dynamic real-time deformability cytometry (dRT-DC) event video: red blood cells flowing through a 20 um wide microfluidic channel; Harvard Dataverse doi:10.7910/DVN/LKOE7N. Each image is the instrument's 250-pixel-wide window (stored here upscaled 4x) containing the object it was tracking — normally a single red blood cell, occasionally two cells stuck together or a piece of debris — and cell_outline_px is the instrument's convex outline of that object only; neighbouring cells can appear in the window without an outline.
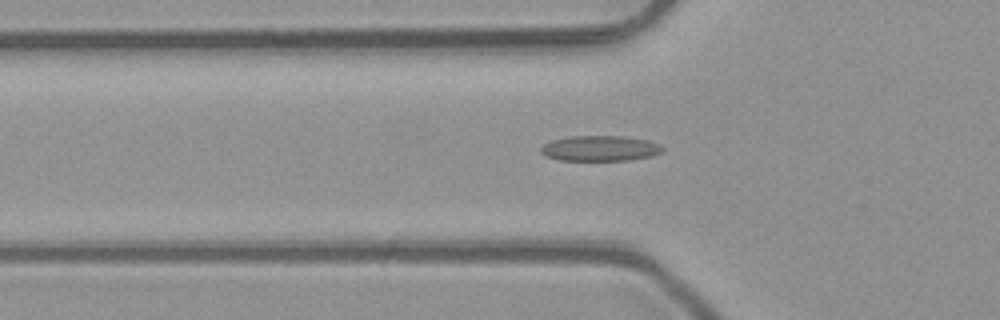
{"species": "common noctule bat (a hibernating species)", "species_latin": "Nyctalus noctula", "temperature_condition": "room temperature", "stored_images_in_passage": 35, "camera_frame_rate_fps": 3000, "um_per_image_px": 0.085, "animal": {"sex": "male", "body_mass_g": 23.1, "forearm_length_mm": 52.7}, "frame": {"image": 1, "passage_image": 2, "time_ms": 0.333, "image_size_px": [1000, 320], "cell_outline_px": [[664, 148], [660, 152], [652, 156], [628, 160], [560, 160], [544, 156], [540, 152], [540, 148], [544, 144], [552, 140], [572, 136], [624, 136], [648, 140], [660, 144]], "centroid_in_image_um": [50.99, 12.61], "position_along_channel_um": 74.8, "area_um2": 18.03}}
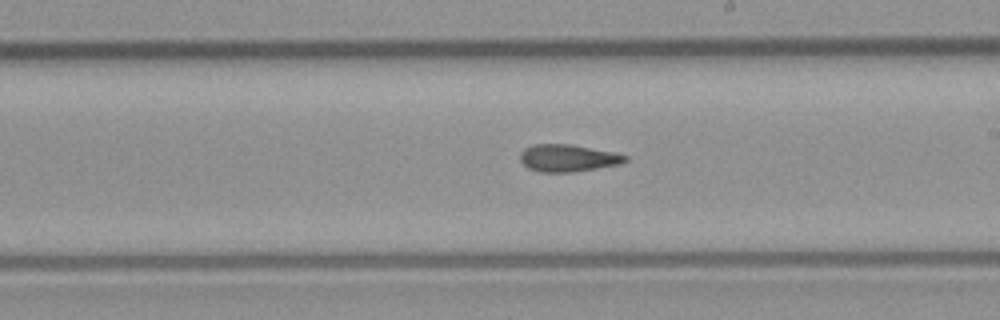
{"frame": {"image": 2, "passage_image": 14, "time_ms": 4.333, "image_size_px": [1000, 320], "cell_outline_px": [[628, 160], [620, 164], [572, 172], [540, 172], [528, 168], [520, 160], [520, 152], [524, 148], [532, 144], [572, 144], [616, 152], [628, 156]], "centroid_in_image_um": [48.27, 13.42], "position_along_channel_um": 240.7, "area_um2": 16.82}}
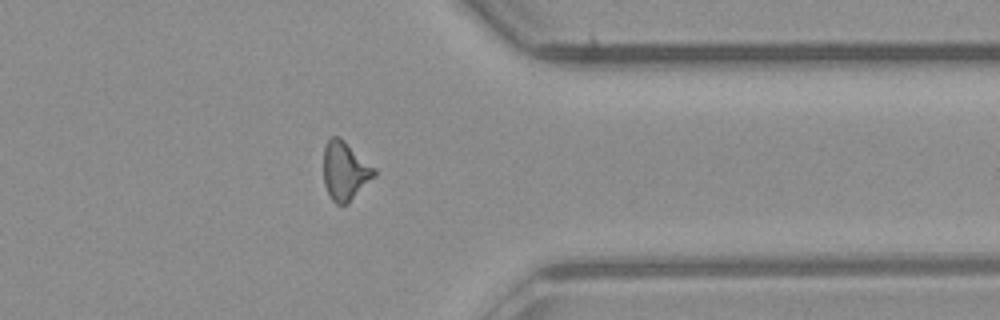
{"frame": {"image": 3, "passage_image": 25, "time_ms": 8.0, "image_size_px": [1000, 320], "cell_outline_px": [[376, 176], [348, 204], [336, 204], [332, 200], [324, 184], [324, 148], [328, 140], [332, 136], [340, 136], [376, 168]], "centroid_in_image_um": [29.35, 14.52], "position_along_channel_um": 382.0, "area_um2": 17.51}, "authors_computed_cell_mechanics": {"area_um2": 16.5886, "velocity_mm_per_s": 4.117, "shape_relaxation_time_tau1_ms": null, "shape_relaxation_time_tau2_ms": 4.041, "deformation_change_tau1": null, "deformation_change_tau2": 0.14}}